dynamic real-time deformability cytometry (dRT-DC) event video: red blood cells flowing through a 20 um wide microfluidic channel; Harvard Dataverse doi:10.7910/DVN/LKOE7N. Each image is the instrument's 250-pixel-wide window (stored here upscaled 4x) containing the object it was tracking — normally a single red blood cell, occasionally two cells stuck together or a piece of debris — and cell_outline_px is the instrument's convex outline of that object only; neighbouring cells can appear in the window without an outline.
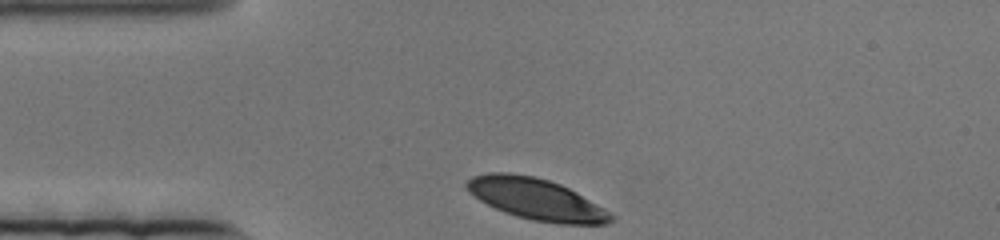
{"species": "human", "species_latin": "Homo sapiens", "temperature_condition": "cold", "stored_images_in_passage": 50, "camera_frame_rate_fps": 3000, "um_per_image_px": 0.085, "donor": {"sex": "female"}, "frame": {"image": 1, "passage_image": 1, "time_ms": 0.0, "image_size_px": [1000, 240], "cell_outline_px": [[616, 220], [608, 224], [560, 224], [532, 220], [516, 216], [504, 212], [480, 200], [464, 184], [472, 176], [488, 172], [508, 172], [536, 176], [560, 184], [576, 192], [616, 216]], "centroid_in_image_um": [45.61, 16.93], "position_along_channel_um": 39.4, "area_um2": 34.62}}
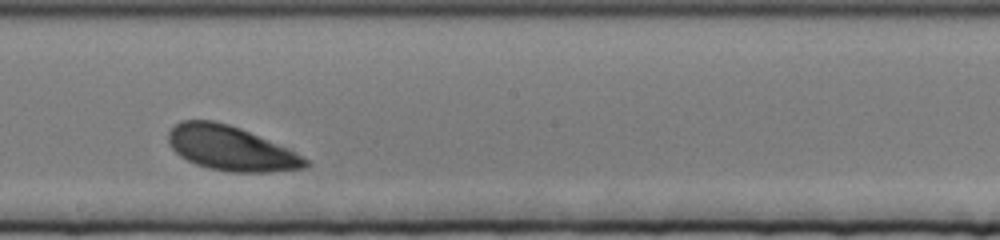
{"frame": {"image": 2, "passage_image": 29, "time_ms": 9.333, "image_size_px": [1000, 240], "cell_outline_px": [[312, 164], [308, 168], [268, 172], [228, 172], [208, 168], [196, 164], [180, 156], [168, 144], [168, 132], [180, 120], [212, 120], [228, 124], [240, 128], [288, 148], [296, 152], [308, 160]], "centroid_in_image_um": [19.63, 12.62], "position_along_channel_um": 228.6, "area_um2": 35.66}}
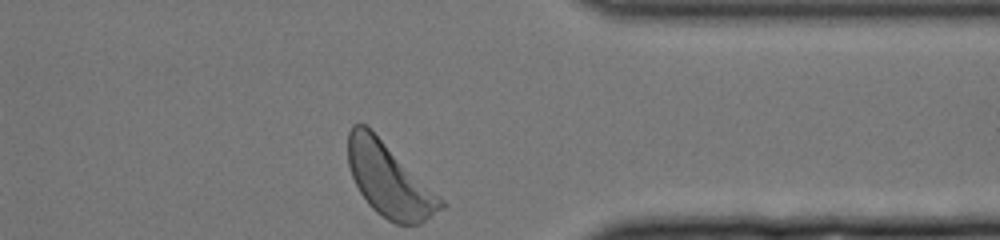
{"frame": {"image": 3, "passage_image": 50, "time_ms": 16.333, "image_size_px": [1000, 240], "cell_outline_px": [[444, 208], [420, 224], [396, 224], [388, 220], [376, 212], [368, 204], [360, 192], [352, 176], [348, 164], [348, 132], [352, 124], [364, 124], [444, 200]], "centroid_in_image_um": [33.06, 15.34], "position_along_channel_um": 378.3, "area_um2": 38.78}}